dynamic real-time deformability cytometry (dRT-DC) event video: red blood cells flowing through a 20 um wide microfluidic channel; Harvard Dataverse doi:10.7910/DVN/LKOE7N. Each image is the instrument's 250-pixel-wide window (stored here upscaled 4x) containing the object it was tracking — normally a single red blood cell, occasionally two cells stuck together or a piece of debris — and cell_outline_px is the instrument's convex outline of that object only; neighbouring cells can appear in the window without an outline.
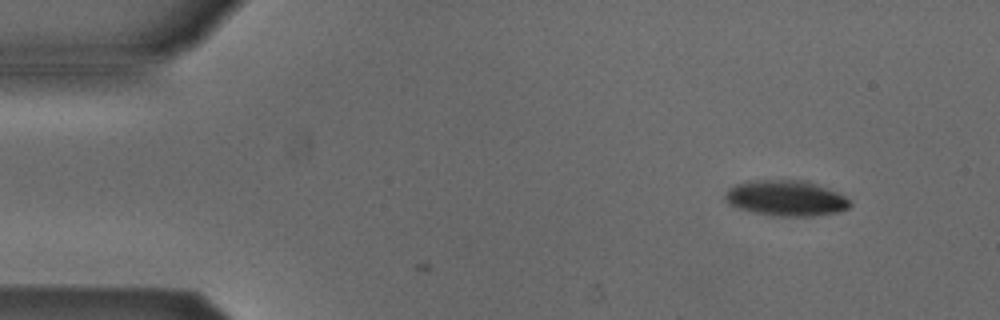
{"species": "Egyptian fruit bat (a non-hibernating species)", "species_latin": "Rousettus aegyptiacus", "temperature_condition": "cold", "stored_images_in_passage": 3, "camera_frame_rate_fps": 3000, "um_per_image_px": 0.085, "animal": {"sex": "male"}, "frame": {"image": 1, "passage_image": 1, "time_ms": 0.0, "image_size_px": [1000, 320], "cell_outline_px": [[852, 204], [848, 208], [836, 212], [812, 216], [780, 216], [756, 212], [740, 208], [728, 204], [724, 200], [724, 196], [728, 188], [736, 184], [748, 180], [800, 180], [816, 184], [836, 192], [844, 196]], "centroid_in_image_um": [66.76, 16.83], "position_along_channel_um": 18.2, "area_um2": 25.61}}